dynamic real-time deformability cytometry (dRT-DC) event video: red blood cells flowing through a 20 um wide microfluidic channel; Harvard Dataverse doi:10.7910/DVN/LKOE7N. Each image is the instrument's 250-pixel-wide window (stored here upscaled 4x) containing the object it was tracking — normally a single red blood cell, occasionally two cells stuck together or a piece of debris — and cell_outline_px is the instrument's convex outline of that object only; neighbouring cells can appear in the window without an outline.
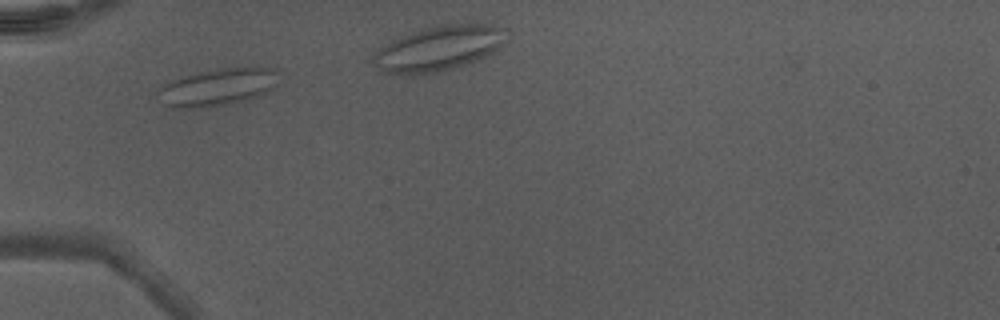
{"species": "Egyptian fruit bat (a non-hibernating species)", "species_latin": "Rousettus aegyptiacus", "temperature_condition": "warm", "stored_images_in_passage": 23, "camera_frame_rate_fps": 3000, "um_per_image_px": 0.085, "animal": {"sex": "male"}, "frame": {"image": 1, "passage_image": 4, "time_ms": 1.0, "image_size_px": [1000, 320], "cell_outline_px": [[276, 84], [264, 96], [216, 104], [164, 104], [160, 88], [164, 84], [188, 76], [228, 68], [276, 68]], "centroid_in_image_um": [18.7, 7.35], "position_along_channel_um": 66.3, "area_um2": 23.58}}